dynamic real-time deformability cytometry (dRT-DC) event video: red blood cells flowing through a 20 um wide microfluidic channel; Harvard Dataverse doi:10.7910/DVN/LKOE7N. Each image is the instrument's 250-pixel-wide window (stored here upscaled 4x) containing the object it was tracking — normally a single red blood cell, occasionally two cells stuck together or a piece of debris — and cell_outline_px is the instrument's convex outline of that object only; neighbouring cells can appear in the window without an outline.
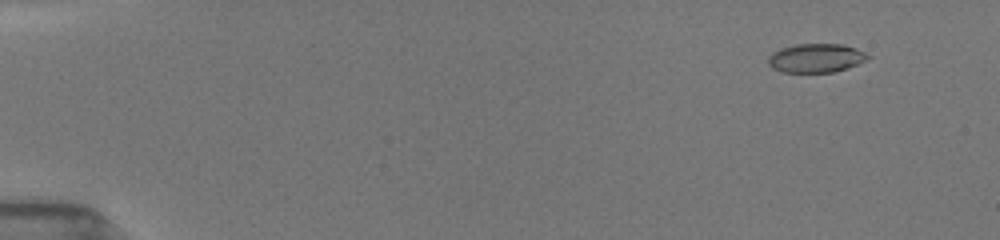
{"species": "common noctule bat (a hibernating species)", "species_latin": "Nyctalus noctula", "temperature_condition": "room temperature", "stored_images_in_passage": 18, "camera_frame_rate_fps": 3000, "um_per_image_px": 0.085, "animal": {"sex": "female", "body_mass_g": 19.5, "forearm_length_mm": 54.1}, "frame": {"image": 1, "passage_image": 4, "time_ms": 1.333, "image_size_px": [1000, 240], "cell_outline_px": [[872, 56], [856, 64], [832, 72], [780, 72], [772, 68], [768, 64], [768, 56], [772, 52], [780, 48], [796, 44], [840, 44], [856, 48]], "centroid_in_image_um": [69.3, 4.93], "position_along_channel_um": 15.7, "area_um2": 16.65}}
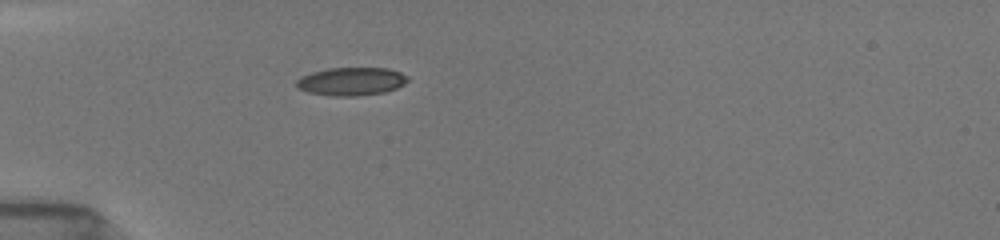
{"frame": {"image": 2, "passage_image": 16, "time_ms": 5.333, "image_size_px": [1000, 240], "cell_outline_px": [[408, 80], [404, 84], [396, 88], [384, 92], [356, 96], [332, 96], [308, 92], [296, 88], [296, 80], [300, 76], [312, 72], [328, 68], [388, 68], [400, 72], [408, 76]], "centroid_in_image_um": [29.84, 6.92], "position_along_channel_um": 55.2, "area_um2": 18.32}}
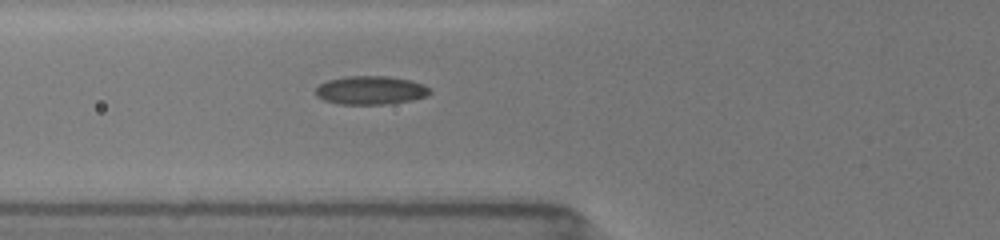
{"frame": {"image": 3, "passage_image": 18, "time_ms": 6.667, "image_size_px": [1000, 240], "cell_outline_px": [[432, 92], [428, 96], [412, 100], [384, 104], [340, 104], [324, 100], [316, 96], [316, 88], [320, 84], [328, 80], [344, 76], [388, 76], [412, 80], [424, 84], [432, 88]], "centroid_in_image_um": [31.56, 7.66], "position_along_channel_um": 94.2, "area_um2": 19.19}}